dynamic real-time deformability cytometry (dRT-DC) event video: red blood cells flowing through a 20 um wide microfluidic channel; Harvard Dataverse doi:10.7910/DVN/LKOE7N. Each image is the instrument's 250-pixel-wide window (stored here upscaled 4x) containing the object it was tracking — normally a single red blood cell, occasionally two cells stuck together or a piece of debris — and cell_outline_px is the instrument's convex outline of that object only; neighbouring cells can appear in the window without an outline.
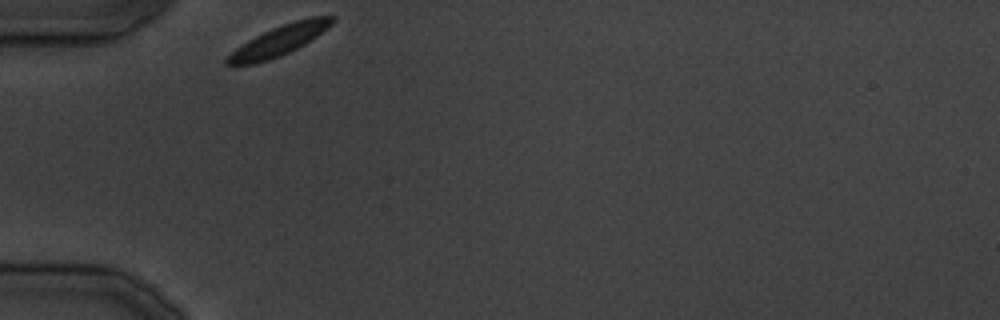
{"species": "common noctule bat (a hibernating species)", "species_latin": "Nyctalus noctula", "temperature_condition": "cold", "stored_images_in_passage": 21, "camera_frame_rate_fps": 3000, "um_per_image_px": 0.085, "animal": {"sex": "male", "body_mass_g": 19.5, "forearm_length_mm": 54.6}, "frame": {"image": 1, "passage_image": 1, "time_ms": 0.0, "image_size_px": [1000, 320], "cell_outline_px": [[336, 20], [332, 24], [316, 36], [304, 44], [280, 56], [268, 60], [252, 64], [224, 64], [224, 60], [236, 48], [248, 40], [272, 28], [296, 20], [312, 16], [336, 16]], "centroid_in_image_um": [23.74, 3.43], "position_along_channel_um": 61.3, "area_um2": 17.98}}
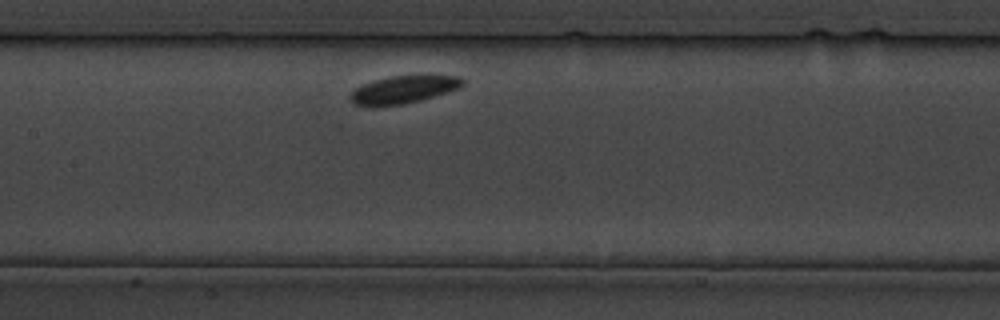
{"frame": {"image": 2, "passage_image": 8, "time_ms": 9.0, "image_size_px": [1000, 320], "cell_outline_px": [[464, 84], [460, 88], [420, 100], [404, 104], [376, 108], [368, 108], [352, 104], [348, 96], [356, 88], [372, 80], [392, 76], [424, 72], [460, 76], [464, 80]], "centroid_in_image_um": [34.3, 7.59], "position_along_channel_um": 173.1, "area_um2": 19.36}}
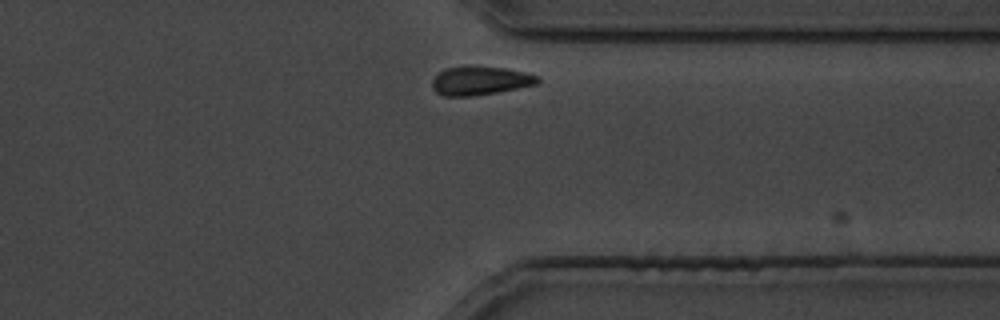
{"frame": {"image": 3, "passage_image": 20, "time_ms": 23.667, "image_size_px": [1000, 320], "cell_outline_px": [[540, 80], [536, 84], [496, 92], [472, 96], [444, 96], [436, 92], [432, 88], [432, 80], [440, 72], [448, 68], [508, 68], [540, 76]], "centroid_in_image_um": [40.83, 6.89], "position_along_channel_um": 370.6, "area_um2": 16.99}}